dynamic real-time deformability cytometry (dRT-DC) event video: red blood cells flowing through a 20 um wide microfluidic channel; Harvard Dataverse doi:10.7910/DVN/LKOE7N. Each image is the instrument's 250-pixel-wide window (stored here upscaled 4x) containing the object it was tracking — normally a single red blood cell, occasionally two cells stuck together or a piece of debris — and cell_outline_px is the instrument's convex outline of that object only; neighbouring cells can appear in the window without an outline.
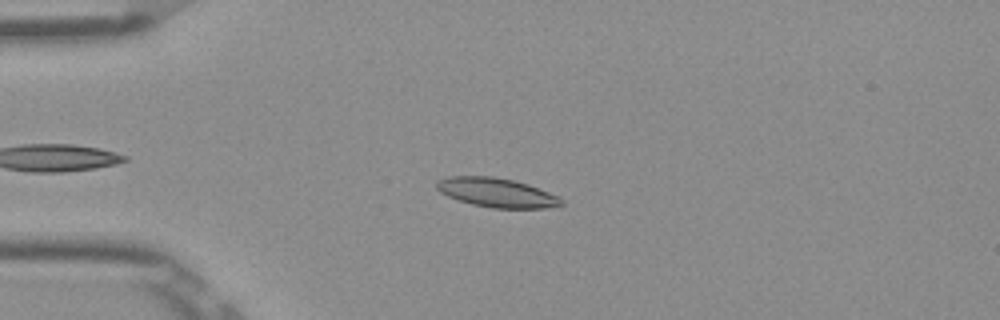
{"species": "Egyptian fruit bat (a non-hibernating species)", "species_latin": "Rousettus aegyptiacus", "temperature_condition": "room temperature", "stored_images_in_passage": 49, "camera_frame_rate_fps": 3000, "um_per_image_px": 0.085, "frame": {"image": 1, "passage_image": 10, "time_ms": 3.0, "image_size_px": [1000, 320], "cell_outline_px": [[564, 204], [544, 208], [492, 208], [472, 204], [448, 196], [440, 192], [436, 188], [436, 180], [448, 176], [492, 176], [512, 180], [528, 184], [548, 192], [564, 200]], "centroid_in_image_um": [42.18, 16.36], "position_along_channel_um": 42.8, "area_um2": 21.1}}
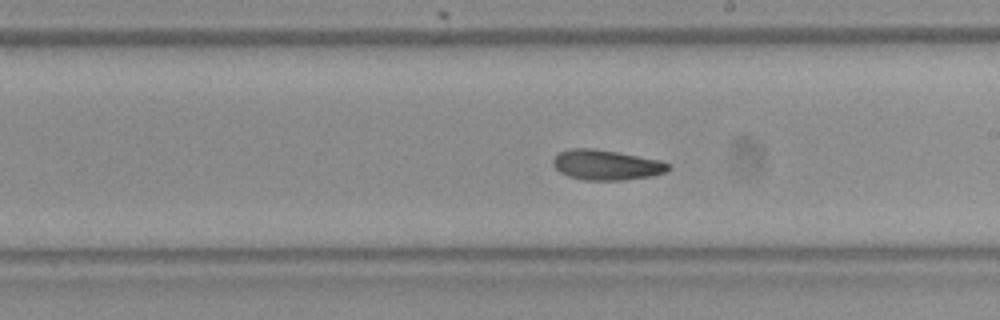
{"frame": {"image": 2, "passage_image": 27, "time_ms": 8.667, "image_size_px": [1000, 320], "cell_outline_px": [[672, 168], [664, 172], [652, 176], [624, 180], [584, 180], [568, 176], [560, 172], [552, 164], [552, 160], [560, 152], [572, 148], [592, 148], [616, 152], [660, 160], [672, 164]], "centroid_in_image_um": [51.56, 14.02], "position_along_channel_um": 237.4, "area_um2": 20.23}}
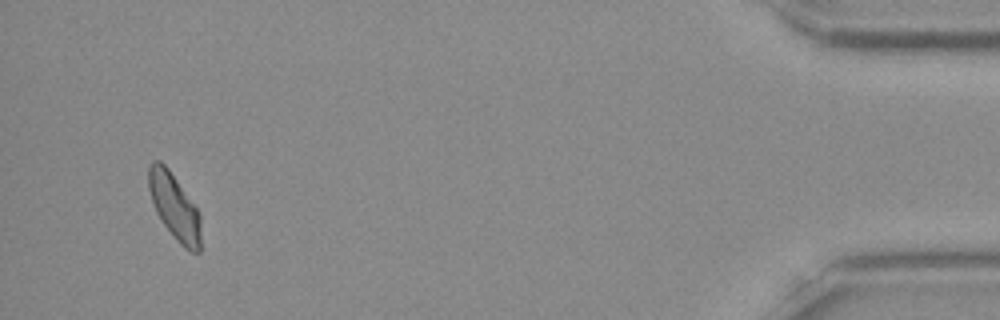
{"frame": {"image": 3, "passage_image": 47, "time_ms": 15.333, "image_size_px": [1000, 320], "cell_outline_px": [[200, 252], [192, 252], [184, 248], [176, 240], [164, 224], [156, 212], [148, 188], [148, 164], [152, 160], [160, 160], [168, 168], [200, 212]], "centroid_in_image_um": [14.82, 17.54], "position_along_channel_um": 420.4, "area_um2": 20.06}, "authors_computed_cell_mechanics": {"area_um2": 20.23, "velocity_mm_per_s": 3.8718, "shape_relaxation_time_tau1_ms": 4.6449, "shape_relaxation_time_tau2_ms": 2.9442, "deformation_change_tau1": 0.1492, "deformation_change_tau2": 0.0996}}